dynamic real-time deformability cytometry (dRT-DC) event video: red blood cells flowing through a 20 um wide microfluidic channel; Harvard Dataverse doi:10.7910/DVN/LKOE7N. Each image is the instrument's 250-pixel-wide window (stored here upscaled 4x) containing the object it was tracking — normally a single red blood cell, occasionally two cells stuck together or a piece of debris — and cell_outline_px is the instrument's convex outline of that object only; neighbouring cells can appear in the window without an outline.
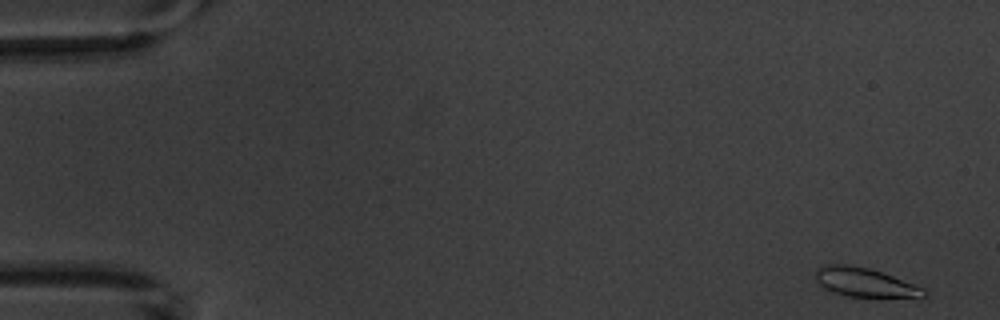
{"species": "common noctule bat (a hibernating species)", "species_latin": "Nyctalus noctula", "temperature_condition": "warm", "stored_images_in_passage": 4, "camera_frame_rate_fps": 3000, "um_per_image_px": 0.085, "animal": {"sex": "male", "body_mass_g": 20.1, "forearm_length_mm": 53.5}, "frame": {"image": 1, "passage_image": 1, "time_ms": 0.0, "image_size_px": [1000, 320], "cell_outline_px": [[928, 296], [848, 296], [832, 292], [824, 288], [816, 280], [816, 268], [828, 264], [844, 264], [868, 268], [892, 276], [924, 288], [928, 292]], "centroid_in_image_um": [73.46, 23.99], "position_along_channel_um": 11.5, "area_um2": 17.8}}